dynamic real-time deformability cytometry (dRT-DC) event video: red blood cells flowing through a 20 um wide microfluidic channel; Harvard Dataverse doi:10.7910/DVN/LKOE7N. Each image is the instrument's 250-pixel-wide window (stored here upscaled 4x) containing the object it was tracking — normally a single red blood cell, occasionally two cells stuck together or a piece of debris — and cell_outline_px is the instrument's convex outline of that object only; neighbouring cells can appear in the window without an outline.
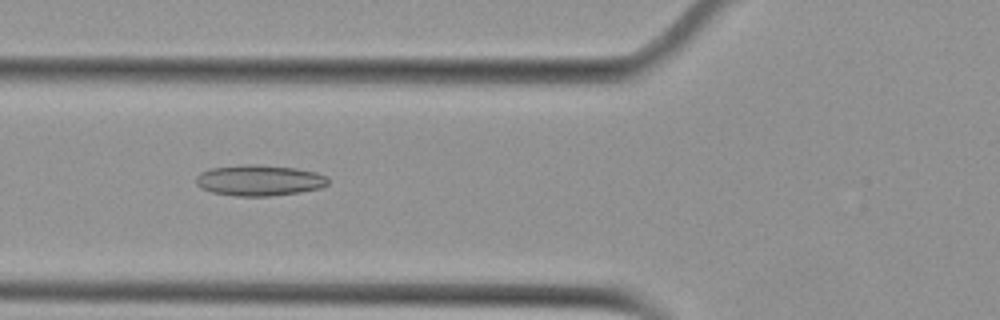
{"species": "Egyptian fruit bat (a non-hibernating species)", "species_latin": "Rousettus aegyptiacus", "temperature_condition": "cold", "stored_images_in_passage": 53, "camera_frame_rate_fps": 3000, "um_per_image_px": 0.085, "animal": {"sex": "female"}, "frame": {"image": 1, "passage_image": 20, "time_ms": 6.333, "image_size_px": [1000, 320], "cell_outline_px": [[328, 184], [320, 188], [300, 192], [268, 196], [236, 196], [212, 192], [200, 188], [196, 184], [196, 176], [200, 172], [212, 168], [240, 164], [256, 164], [296, 168], [316, 172], [328, 176]], "centroid_in_image_um": [22.03, 15.32], "position_along_channel_um": 103.8, "area_um2": 23.93}}
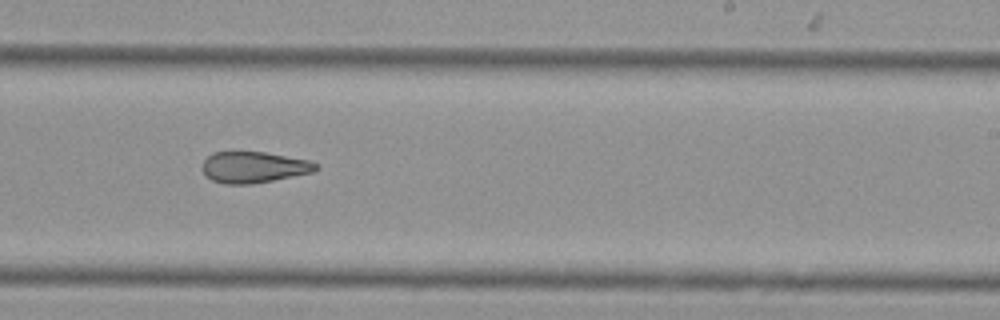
{"frame": {"image": 2, "passage_image": 33, "time_ms": 10.667, "image_size_px": [1000, 320], "cell_outline_px": [[320, 168], [312, 172], [252, 184], [224, 184], [212, 180], [204, 176], [200, 168], [204, 160], [212, 152], [264, 152], [308, 160], [320, 164]], "centroid_in_image_um": [21.53, 14.21], "position_along_channel_um": 267.5, "area_um2": 20.75}}
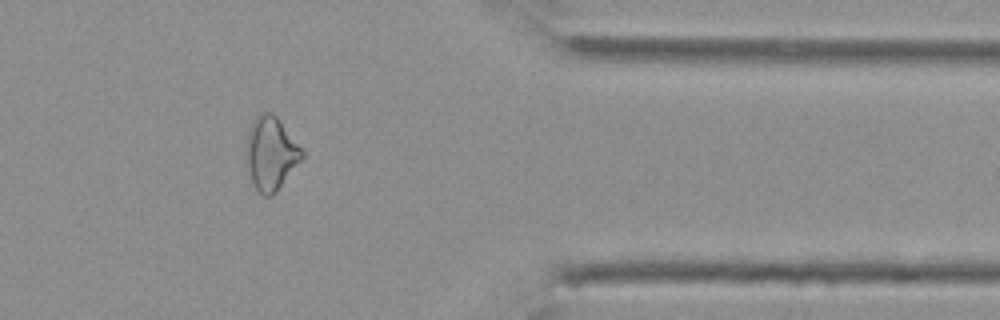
{"frame": {"image": 3, "passage_image": 44, "time_ms": 14.333, "image_size_px": [1000, 320], "cell_outline_px": [[304, 156], [276, 192], [272, 196], [264, 196], [252, 184], [244, 152], [248, 132], [252, 120], [260, 112], [272, 112], [280, 120], [304, 152]], "centroid_in_image_um": [22.99, 13.02], "position_along_channel_um": 388.4, "area_um2": 23.87}, "authors_computed_cell_mechanics": {"area_um2": 23.9292, "velocity_mm_per_s": 3.7759, "shape_relaxation_time_tau1_ms": null, "shape_relaxation_time_tau2_ms": 3.4831, "deformation_change_tau1": null, "deformation_change_tau2": 0.1237}}